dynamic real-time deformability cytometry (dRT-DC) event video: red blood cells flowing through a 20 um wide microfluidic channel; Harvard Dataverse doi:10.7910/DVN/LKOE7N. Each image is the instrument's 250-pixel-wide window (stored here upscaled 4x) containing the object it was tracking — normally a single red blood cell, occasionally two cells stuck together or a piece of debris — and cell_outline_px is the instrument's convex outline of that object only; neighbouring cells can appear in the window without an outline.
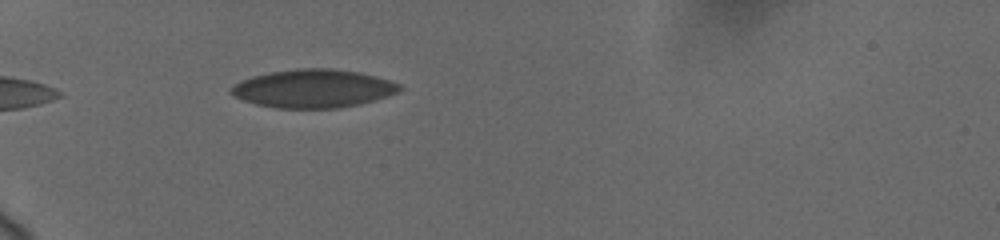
{"species": "human", "species_latin": "Homo sapiens", "temperature_condition": "cold", "stored_images_in_passage": 26, "camera_frame_rate_fps": 3000, "um_per_image_px": 0.085, "donor": {"sex": "female"}, "frame": {"image": 1, "passage_image": 1, "time_ms": 0.0, "image_size_px": [1000, 240], "cell_outline_px": [[404, 88], [400, 92], [360, 104], [336, 108], [276, 108], [256, 104], [232, 96], [228, 92], [228, 88], [240, 80], [252, 76], [272, 72], [296, 68], [332, 68], [360, 72], [376, 76], [400, 84]], "centroid_in_image_um": [26.61, 7.52], "position_along_channel_um": 58.4, "area_um2": 37.86}}
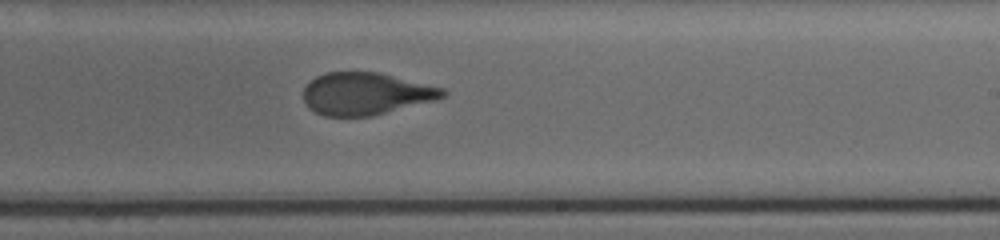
{"frame": {"image": 2, "passage_image": 13, "time_ms": 6.0, "image_size_px": [1000, 240], "cell_outline_px": [[448, 92], [444, 96], [436, 100], [372, 116], [324, 116], [308, 108], [304, 100], [304, 88], [316, 76], [324, 72], [380, 72], [444, 88]], "centroid_in_image_um": [31.11, 7.96], "position_along_channel_um": 257.9, "area_um2": 34.39}}
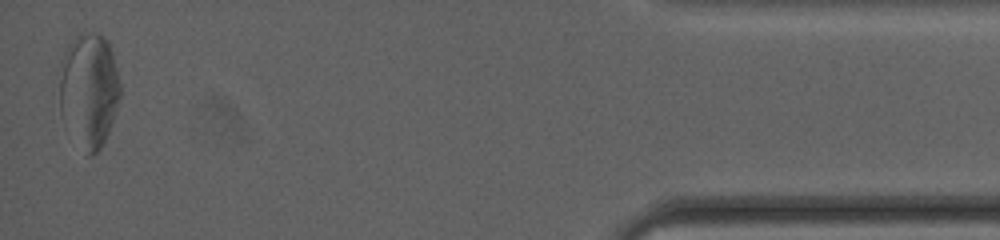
{"frame": {"image": 3, "passage_image": 26, "time_ms": 12.333, "image_size_px": [1000, 240], "cell_outline_px": [[120, 96], [108, 132], [100, 148], [92, 156], [88, 156], [60, 116], [60, 60], [68, 44], [80, 32], [84, 32], [104, 36], [108, 40], [112, 52], [120, 84]], "centroid_in_image_um": [7.54, 7.62], "position_along_channel_um": 427.7, "area_um2": 40.29}, "authors_computed_cell_mechanics": {"area_um2": 36.1539, "velocity_mm_per_s": 3.6734, "shape_relaxation_time_tau1_ms": null, "shape_relaxation_time_tau2_ms": 0.6822, "deformation_change_tau1": null, "deformation_change_tau2": 0.0417}}